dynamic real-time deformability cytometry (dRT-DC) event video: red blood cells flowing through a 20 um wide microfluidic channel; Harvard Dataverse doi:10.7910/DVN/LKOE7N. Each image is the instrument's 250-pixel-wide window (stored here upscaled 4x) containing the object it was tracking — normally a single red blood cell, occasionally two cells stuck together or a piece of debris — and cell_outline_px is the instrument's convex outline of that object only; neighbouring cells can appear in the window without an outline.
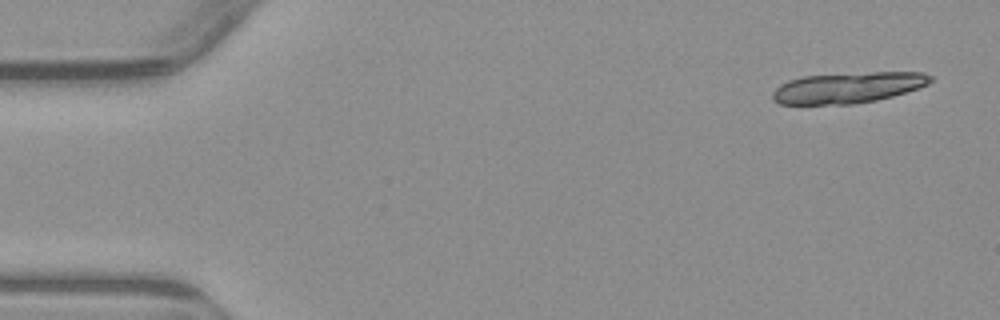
{"species": "common noctule bat (a hibernating species)", "species_latin": "Nyctalus noctula", "temperature_condition": "warm", "stored_images_in_passage": 4, "camera_frame_rate_fps": 3000, "um_per_image_px": 0.085, "animal": {"sex": "male", "body_mass_g": 23.1, "forearm_length_mm": 52.7}, "frame": {"image": 1, "passage_image": 1, "time_ms": 0.0, "image_size_px": [1000, 320], "cell_outline_px": [[932, 80], [928, 84], [920, 88], [892, 96], [876, 100], [852, 104], [780, 104], [772, 100], [772, 92], [780, 84], [788, 80], [804, 76], [872, 72], [924, 72], [932, 76]], "centroid_in_image_um": [72.08, 7.45], "position_along_channel_um": 12.9, "area_um2": 28.44}}